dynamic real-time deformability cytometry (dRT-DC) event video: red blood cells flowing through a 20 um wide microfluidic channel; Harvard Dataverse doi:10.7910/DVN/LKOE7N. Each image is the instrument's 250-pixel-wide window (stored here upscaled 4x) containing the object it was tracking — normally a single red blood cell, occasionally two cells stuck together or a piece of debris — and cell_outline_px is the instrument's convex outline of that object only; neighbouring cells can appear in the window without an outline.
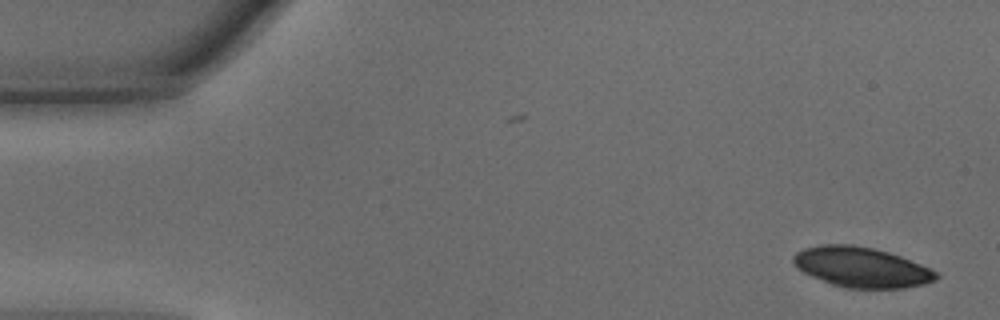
{"species": "common noctule bat (a hibernating species)", "species_latin": "Nyctalus noctula", "temperature_condition": "warm", "stored_images_in_passage": 44, "camera_frame_rate_fps": 3000, "um_per_image_px": 0.085, "animal": {"sex": "male", "body_mass_g": 15.6}, "frame": {"image": 1, "passage_image": 1, "time_ms": 0.0, "image_size_px": [1000, 320], "cell_outline_px": [[940, 276], [936, 280], [924, 284], [904, 288], [844, 288], [832, 284], [812, 276], [796, 268], [792, 260], [792, 256], [796, 252], [804, 248], [820, 244], [852, 244], [872, 248], [888, 252], [900, 256], [932, 268], [940, 272]], "centroid_in_image_um": [73.25, 22.71], "position_along_channel_um": 11.8, "area_um2": 33.7}}